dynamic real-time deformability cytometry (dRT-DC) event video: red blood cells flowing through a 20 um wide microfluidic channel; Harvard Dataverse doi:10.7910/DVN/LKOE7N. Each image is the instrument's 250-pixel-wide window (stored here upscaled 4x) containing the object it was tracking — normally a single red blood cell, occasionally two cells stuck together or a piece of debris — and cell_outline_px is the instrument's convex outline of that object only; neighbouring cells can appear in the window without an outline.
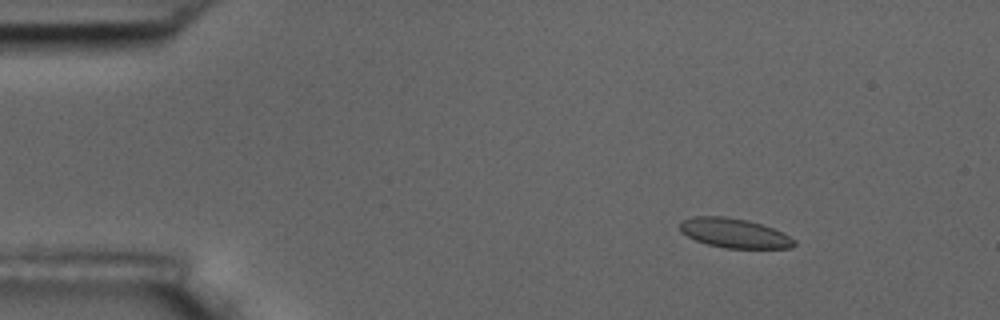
{"species": "common noctule bat (a hibernating species)", "species_latin": "Nyctalus noctula", "temperature_condition": "room temperature", "stored_images_in_passage": 9, "camera_frame_rate_fps": 3000, "um_per_image_px": 0.085, "animal": {"sex": "male", "body_mass_g": 17.5, "forearm_length_mm": 52.3}, "frame": {"image": 1, "passage_image": 2, "time_ms": 1.0, "image_size_px": [1000, 320], "cell_outline_px": [[796, 244], [792, 248], [724, 248], [708, 244], [696, 240], [680, 232], [680, 220], [692, 216], [724, 216], [748, 220], [772, 228], [796, 240]], "centroid_in_image_um": [62.38, 19.81], "position_along_channel_um": 22.6, "area_um2": 19.59}}
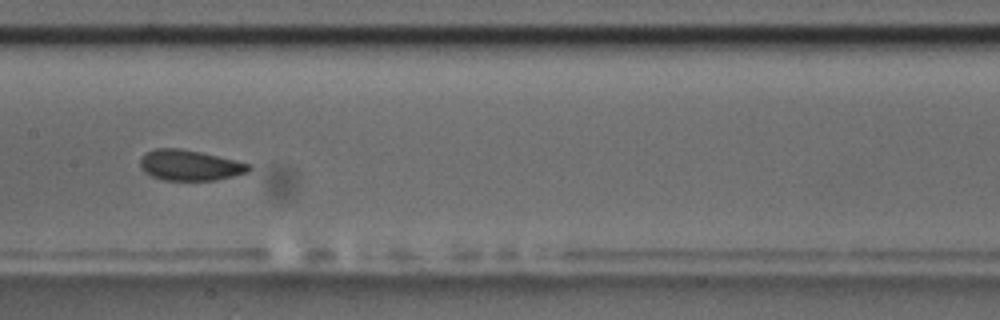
{"frame": {"image": 2, "passage_image": 8, "time_ms": 8.0, "image_size_px": [1000, 320], "cell_outline_px": [[252, 168], [248, 172], [216, 180], [164, 180], [152, 176], [144, 172], [140, 168], [140, 156], [144, 152], [156, 148], [180, 148], [200, 152], [236, 160], [252, 164]], "centroid_in_image_um": [16.11, 14.04], "position_along_channel_um": 191.3, "area_um2": 19.54}}
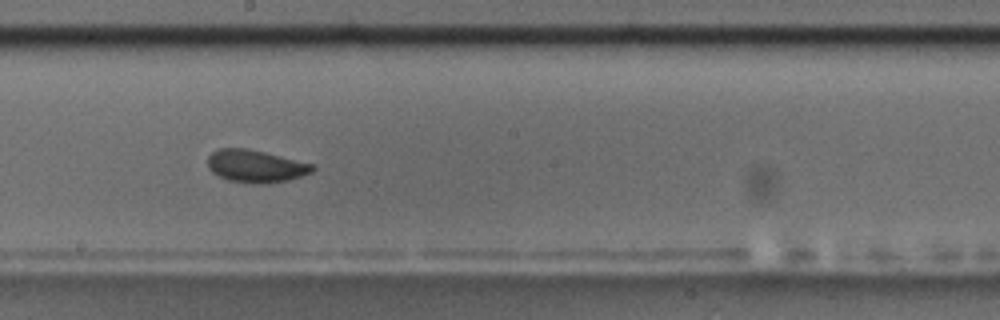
{"frame": {"image": 3, "passage_image": 9, "time_ms": 9.0, "image_size_px": [1000, 320], "cell_outline_px": [[316, 168], [312, 172], [288, 180], [260, 184], [256, 184], [228, 180], [212, 172], [208, 168], [208, 156], [212, 152], [220, 148], [244, 148], [264, 152], [316, 164]], "centroid_in_image_um": [21.75, 14.12], "position_along_channel_um": 226.4, "area_um2": 19.83}}